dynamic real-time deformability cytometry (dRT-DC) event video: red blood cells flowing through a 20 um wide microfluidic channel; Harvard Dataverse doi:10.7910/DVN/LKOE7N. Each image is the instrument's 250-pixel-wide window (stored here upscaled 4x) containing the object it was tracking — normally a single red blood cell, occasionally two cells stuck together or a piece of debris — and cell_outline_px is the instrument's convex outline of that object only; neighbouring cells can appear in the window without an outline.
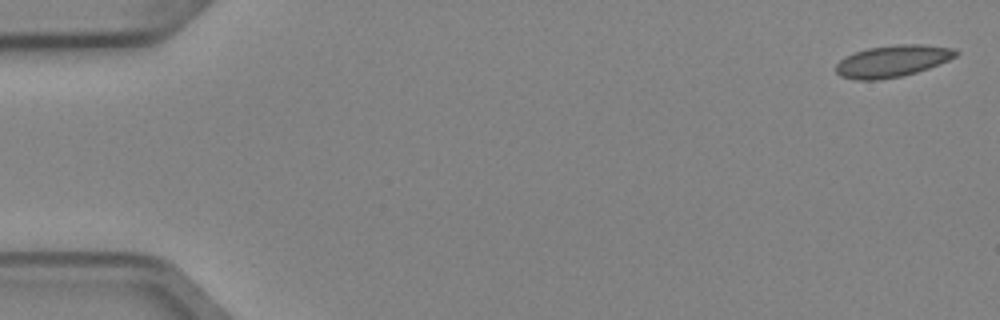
{"species": "Egyptian fruit bat (a non-hibernating species)", "species_latin": "Rousettus aegyptiacus", "temperature_condition": "cold", "stored_images_in_passage": 4, "camera_frame_rate_fps": 3000, "um_per_image_px": 0.085, "animal": {"sex": "female"}, "frame": {"image": 1, "passage_image": 1, "time_ms": 0.0, "image_size_px": [1000, 320], "cell_outline_px": [[960, 52], [956, 56], [940, 64], [916, 72], [900, 76], [876, 80], [856, 80], [840, 76], [836, 72], [836, 64], [844, 56], [852, 52], [868, 48], [896, 44], [928, 44], [956, 48]], "centroid_in_image_um": [75.87, 5.17], "position_along_channel_um": 9.1, "area_um2": 22.48}}